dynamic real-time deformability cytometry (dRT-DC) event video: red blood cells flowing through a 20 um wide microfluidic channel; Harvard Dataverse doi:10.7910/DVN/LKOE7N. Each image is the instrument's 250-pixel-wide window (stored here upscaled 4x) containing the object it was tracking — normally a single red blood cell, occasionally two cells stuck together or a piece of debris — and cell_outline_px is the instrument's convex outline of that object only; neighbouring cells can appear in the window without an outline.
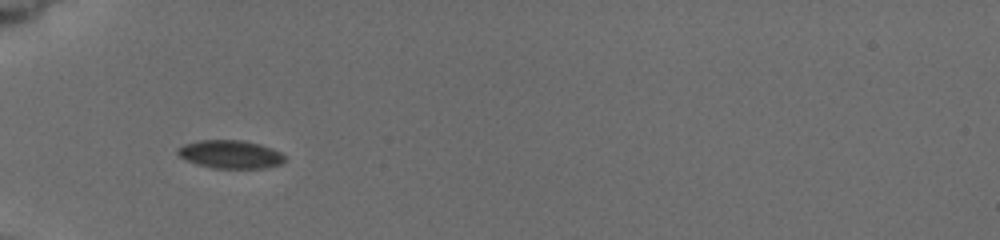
{"species": "common noctule bat (a hibernating species)", "species_latin": "Nyctalus noctula", "temperature_condition": "cold", "stored_images_in_passage": 2, "camera_frame_rate_fps": 3000, "um_per_image_px": 0.085, "animal": {"sex": "female", "body_mass_g": 19.5, "forearm_length_mm": 54.1}, "frame": {"image": 1, "passage_image": 1, "time_ms": 0.0, "image_size_px": [1000, 240], "cell_outline_px": [[284, 160], [280, 164], [264, 168], [212, 168], [196, 164], [180, 156], [176, 152], [176, 148], [184, 144], [200, 140], [244, 140], [260, 144], [272, 148], [280, 152], [284, 156]], "centroid_in_image_um": [19.56, 13.11], "position_along_channel_um": 65.4, "area_um2": 17.57}}